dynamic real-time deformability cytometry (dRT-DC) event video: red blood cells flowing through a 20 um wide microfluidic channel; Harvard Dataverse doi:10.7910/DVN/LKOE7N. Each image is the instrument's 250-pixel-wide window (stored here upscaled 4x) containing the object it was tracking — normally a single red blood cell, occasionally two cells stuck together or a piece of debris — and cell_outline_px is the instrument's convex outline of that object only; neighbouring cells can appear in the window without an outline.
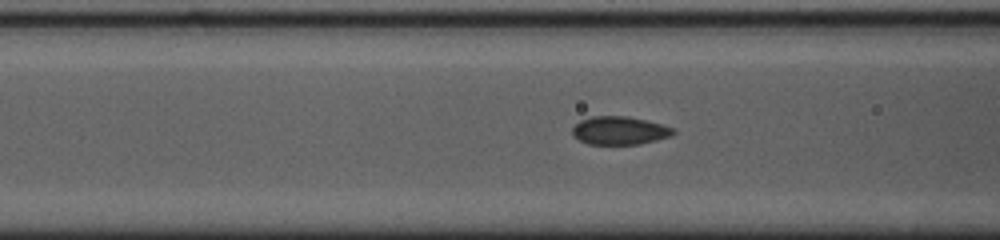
{"species": "common noctule bat (a hibernating species)", "species_latin": "Nyctalus noctula", "temperature_condition": "cold", "stored_images_in_passage": 40, "camera_frame_rate_fps": 3000, "um_per_image_px": 0.085, "animal": {"sex": "female", "body_mass_g": 23.0, "forearm_length_mm": 53.4}, "frame": {"image": 1, "passage_image": 17, "time_ms": 5.333, "image_size_px": [1000, 240], "cell_outline_px": [[676, 132], [672, 136], [640, 144], [588, 144], [580, 140], [572, 132], [572, 128], [580, 120], [592, 116], [628, 116], [676, 128]], "centroid_in_image_um": [52.69, 11.09], "position_along_channel_um": 113.9, "area_um2": 16.53}}
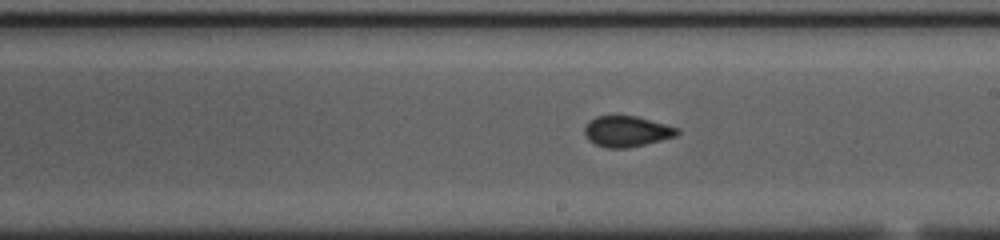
{"frame": {"image": 2, "passage_image": 27, "time_ms": 8.667, "image_size_px": [1000, 240], "cell_outline_px": [[680, 132], [676, 136], [644, 144], [624, 148], [608, 148], [596, 144], [588, 140], [584, 132], [584, 128], [596, 116], [636, 116], [680, 128]], "centroid_in_image_um": [53.29, 11.16], "position_along_channel_um": 235.7, "area_um2": 16.36}}
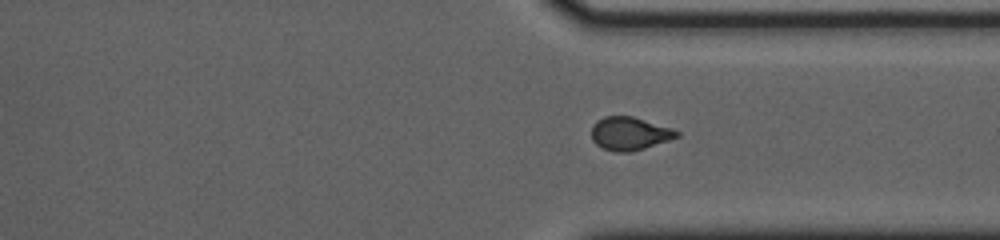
{"frame": {"image": 3, "passage_image": 37, "time_ms": 12.0, "image_size_px": [1000, 240], "cell_outline_px": [[680, 136], [644, 148], [628, 152], [616, 152], [604, 148], [596, 144], [592, 140], [592, 124], [596, 120], [604, 116], [632, 116], [672, 128], [680, 132]], "centroid_in_image_um": [53.5, 11.34], "position_along_channel_um": 357.9, "area_um2": 16.42}}